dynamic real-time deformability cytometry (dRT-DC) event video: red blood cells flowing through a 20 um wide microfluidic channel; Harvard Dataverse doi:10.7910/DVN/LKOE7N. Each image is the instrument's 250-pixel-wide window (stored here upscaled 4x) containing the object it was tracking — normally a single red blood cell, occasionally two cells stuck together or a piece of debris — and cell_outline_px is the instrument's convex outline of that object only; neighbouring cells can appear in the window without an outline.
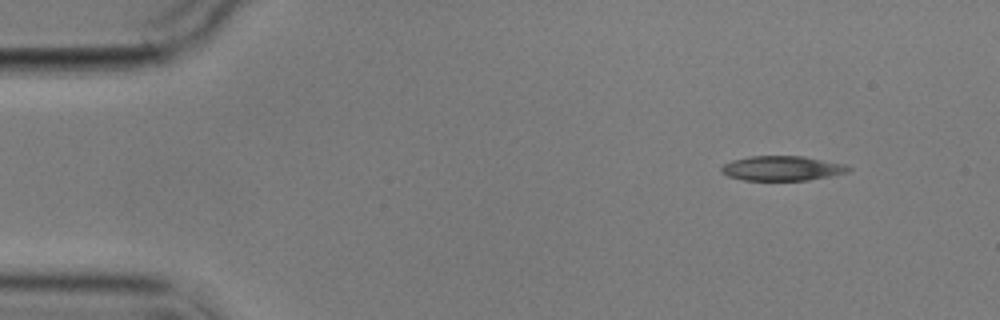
{"species": "common noctule bat (a hibernating species)", "species_latin": "Nyctalus noctula", "temperature_condition": "cold", "stored_images_in_passage": 4, "camera_frame_rate_fps": 3000, "um_per_image_px": 0.085, "animal": {"sex": "male", "body_mass_g": 17.9}, "frame": {"image": 1, "passage_image": 1, "time_ms": 0.0, "image_size_px": [1000, 320], "cell_outline_px": [[852, 168], [848, 172], [832, 176], [808, 180], [744, 180], [728, 176], [720, 172], [720, 168], [724, 164], [732, 160], [748, 156], [804, 156], [844, 164]], "centroid_in_image_um": [66.47, 14.3], "position_along_channel_um": 18.5, "area_um2": 18.38}}
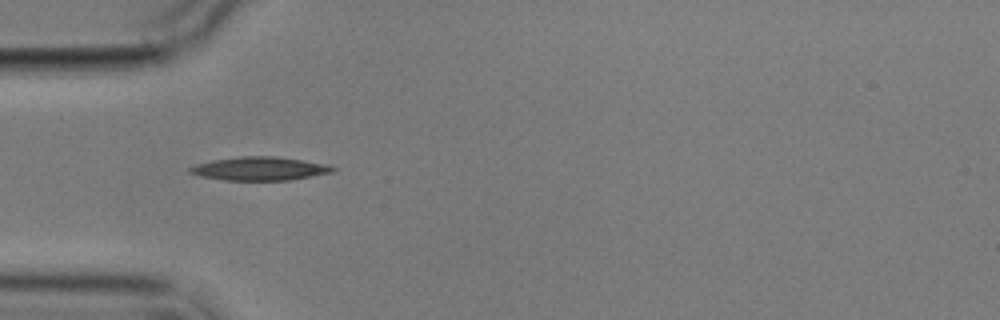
{"frame": {"image": 2, "passage_image": 4, "time_ms": 3.667, "image_size_px": [1000, 320], "cell_outline_px": [[340, 168], [336, 172], [288, 180], [224, 180], [200, 176], [188, 172], [188, 168], [196, 164], [212, 160], [240, 156], [276, 156], [328, 164]], "centroid_in_image_um": [22.13, 14.33], "position_along_channel_um": 62.9, "area_um2": 19.77}}